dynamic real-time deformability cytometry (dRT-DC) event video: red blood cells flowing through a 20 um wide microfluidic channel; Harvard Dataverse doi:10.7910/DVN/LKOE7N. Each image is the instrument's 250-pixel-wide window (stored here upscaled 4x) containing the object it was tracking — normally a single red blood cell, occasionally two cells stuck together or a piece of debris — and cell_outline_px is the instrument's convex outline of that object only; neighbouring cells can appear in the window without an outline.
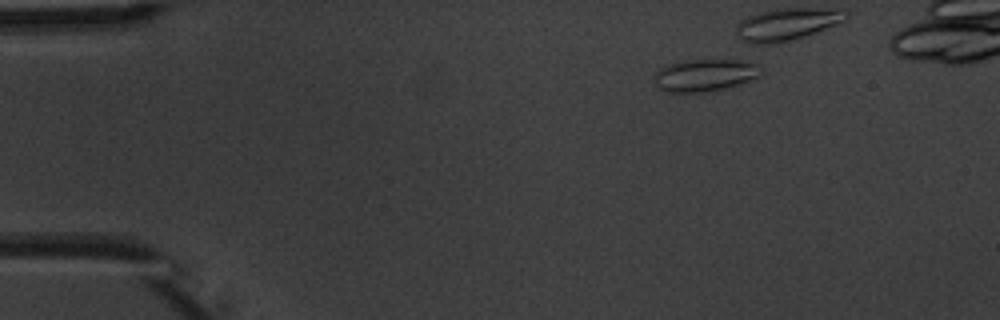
{"species": "common noctule bat (a hibernating species)", "species_latin": "Nyctalus noctula", "temperature_condition": "warm", "stored_images_in_passage": 5, "camera_frame_rate_fps": 3000, "um_per_image_px": 0.085, "animal": {"sex": "male", "body_mass_g": 20.1, "forearm_length_mm": 53.5}, "frame": {"image": 1, "passage_image": 1, "time_ms": 0.0, "image_size_px": [1000, 320], "cell_outline_px": [[764, 68], [760, 76], [740, 84], [724, 88], [704, 92], [668, 92], [660, 88], [656, 84], [656, 72], [660, 68], [668, 64], [688, 60], [740, 60], [756, 64]], "centroid_in_image_um": [59.96, 6.38], "position_along_channel_um": 25.0, "area_um2": 19.88}}